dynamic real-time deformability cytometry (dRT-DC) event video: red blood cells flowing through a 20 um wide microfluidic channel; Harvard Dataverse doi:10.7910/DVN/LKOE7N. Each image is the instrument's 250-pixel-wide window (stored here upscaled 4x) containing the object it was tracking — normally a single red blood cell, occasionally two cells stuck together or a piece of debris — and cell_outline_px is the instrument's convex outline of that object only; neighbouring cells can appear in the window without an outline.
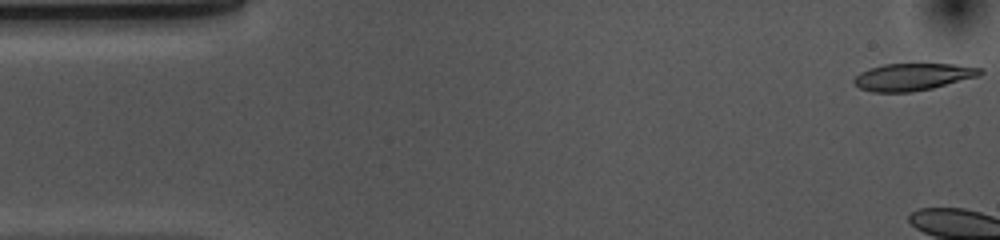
{"species": "common noctule bat (a hibernating species)", "species_latin": "Nyctalus noctula", "temperature_condition": "cold", "stored_images_in_passage": 5, "camera_frame_rate_fps": 3000, "um_per_image_px": 0.085, "animal": {"sex": "female", "body_mass_g": 10.0, "forearm_length_mm": 53.1}, "frame": {"image": 1, "passage_image": 1, "time_ms": 0.0, "image_size_px": [1000, 240], "cell_outline_px": [[984, 72], [980, 76], [932, 88], [912, 92], [872, 92], [860, 88], [852, 80], [860, 72], [868, 68], [884, 64], [956, 64], [984, 68]], "centroid_in_image_um": [77.62, 6.53], "position_along_channel_um": 7.4, "area_um2": 20.11}}